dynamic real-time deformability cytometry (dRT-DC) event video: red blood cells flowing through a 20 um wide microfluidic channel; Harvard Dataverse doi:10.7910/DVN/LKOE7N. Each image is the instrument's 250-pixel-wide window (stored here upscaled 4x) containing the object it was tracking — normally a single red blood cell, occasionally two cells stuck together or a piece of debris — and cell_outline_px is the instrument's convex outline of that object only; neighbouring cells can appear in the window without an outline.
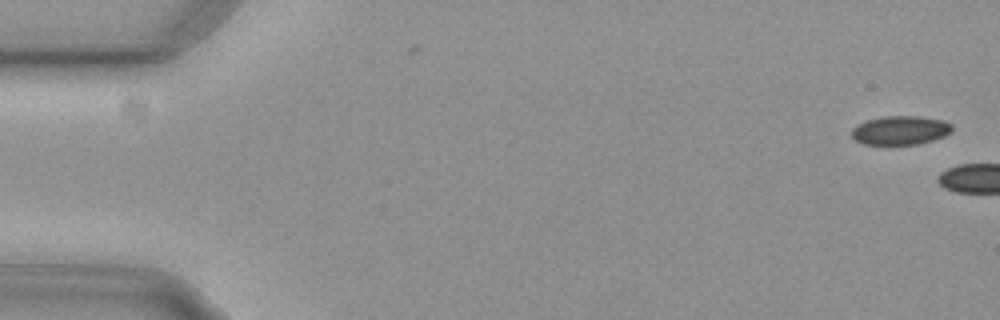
{"species": "common noctule bat (a hibernating species)", "species_latin": "Nyctalus noctula", "temperature_condition": "cold", "stored_images_in_passage": 4, "camera_frame_rate_fps": 3000, "um_per_image_px": 0.085, "animal": {"sex": "female", "body_mass_g": 29.2, "forearm_length_mm": 56.3}, "frame": {"image": 1, "passage_image": 1, "time_ms": 0.0, "image_size_px": [1000, 320], "cell_outline_px": [[952, 132], [944, 136], [932, 140], [916, 144], [864, 144], [856, 140], [852, 136], [852, 128], [856, 124], [864, 120], [880, 116], [920, 116], [944, 120], [952, 124]], "centroid_in_image_um": [76.52, 11.05], "position_along_channel_um": 8.5, "area_um2": 17.05}}